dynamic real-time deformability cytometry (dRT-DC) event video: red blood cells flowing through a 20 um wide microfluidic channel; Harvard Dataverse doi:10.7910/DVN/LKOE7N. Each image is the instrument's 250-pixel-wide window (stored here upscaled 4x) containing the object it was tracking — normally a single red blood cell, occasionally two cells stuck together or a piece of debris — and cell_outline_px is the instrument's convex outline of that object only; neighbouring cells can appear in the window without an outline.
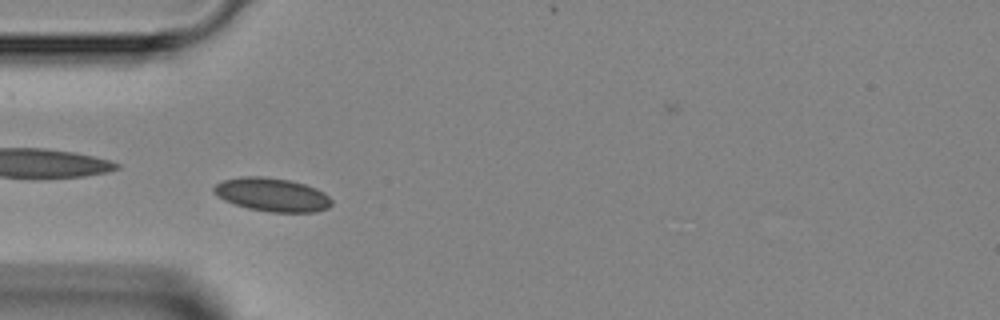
{"species": "Egyptian fruit bat (a non-hibernating species)", "species_latin": "Rousettus aegyptiacus", "temperature_condition": "room temperature", "stored_images_in_passage": 43, "camera_frame_rate_fps": 3000, "um_per_image_px": 0.085, "animal": {"sex": "female"}, "frame": {"image": 1, "passage_image": 10, "time_ms": 3.0, "image_size_px": [1000, 320], "cell_outline_px": [[332, 204], [328, 208], [316, 212], [268, 212], [248, 208], [224, 200], [216, 196], [212, 188], [216, 184], [224, 180], [240, 176], [260, 176], [292, 180], [316, 188], [324, 192], [332, 200]], "centroid_in_image_um": [23.13, 16.54], "position_along_channel_um": 61.9, "area_um2": 23.12}}
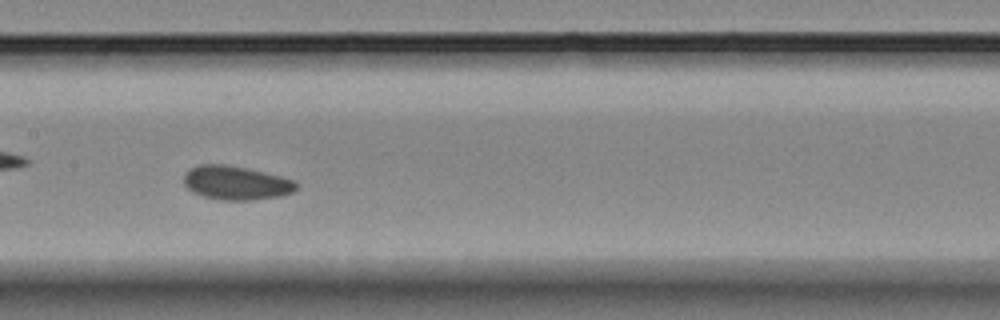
{"frame": {"image": 2, "passage_image": 19, "time_ms": 6.0, "image_size_px": [1000, 320], "cell_outline_px": [[296, 188], [292, 192], [280, 196], [252, 200], [220, 200], [204, 196], [192, 192], [184, 184], [184, 172], [200, 164], [224, 164], [248, 168], [280, 176], [292, 180], [296, 184]], "centroid_in_image_um": [20.03, 15.54], "position_along_channel_um": 187.4, "area_um2": 22.08}}
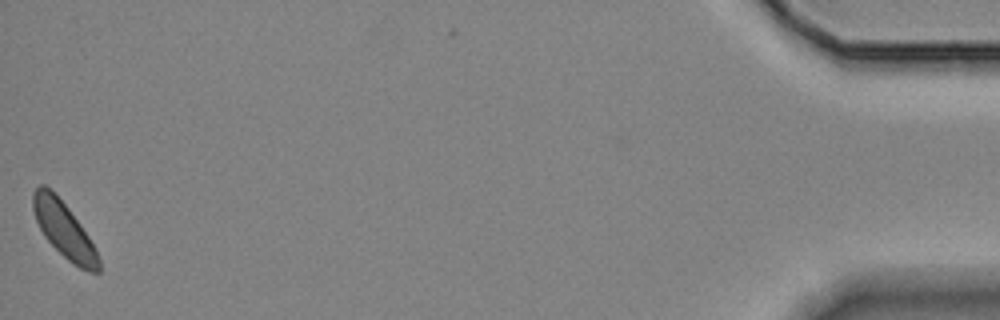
{"frame": {"image": 3, "passage_image": 43, "time_ms": 14.0, "image_size_px": [1000, 320], "cell_outline_px": [[100, 272], [88, 272], [72, 264], [44, 236], [36, 220], [32, 208], [32, 192], [40, 184], [44, 184], [52, 188], [68, 208], [80, 224], [88, 236], [100, 260]], "centroid_in_image_um": [5.41, 19.5], "position_along_channel_um": 429.8, "area_um2": 21.15}}